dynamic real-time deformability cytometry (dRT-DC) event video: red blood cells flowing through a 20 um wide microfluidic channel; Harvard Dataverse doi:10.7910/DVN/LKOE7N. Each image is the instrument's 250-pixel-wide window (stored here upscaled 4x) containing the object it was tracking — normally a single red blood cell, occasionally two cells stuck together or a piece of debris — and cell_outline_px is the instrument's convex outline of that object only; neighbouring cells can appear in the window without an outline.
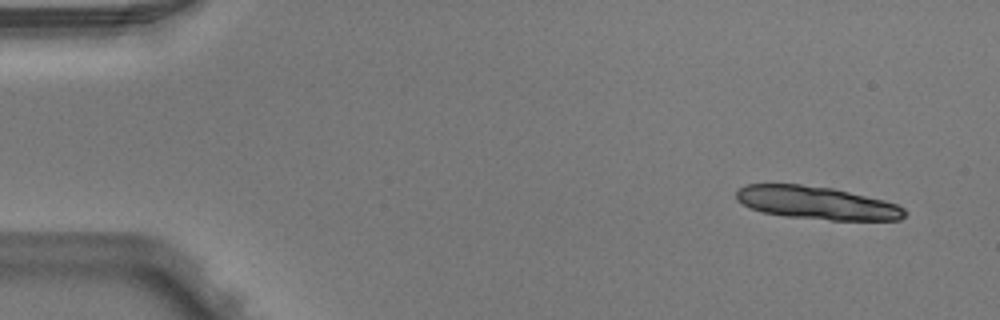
{"species": "Egyptian fruit bat (a non-hibernating species)", "species_latin": "Rousettus aegyptiacus", "temperature_condition": "warm", "stored_images_in_passage": 5, "camera_frame_rate_fps": 3000, "um_per_image_px": 0.085, "animal": {"sex": "male"}, "frame": {"image": 1, "passage_image": 1, "time_ms": 0.0, "image_size_px": [1000, 320], "cell_outline_px": [[908, 212], [900, 220], [832, 220], [788, 216], [764, 212], [752, 208], [736, 200], [736, 192], [744, 184], [800, 184], [832, 188], [884, 200], [896, 204], [904, 208]], "centroid_in_image_um": [69.44, 17.24], "position_along_channel_um": 15.6, "area_um2": 32.08}}
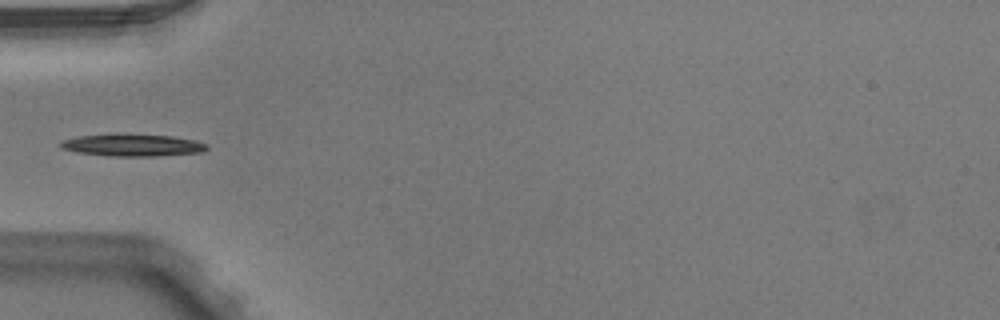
{"frame": {"image": 2, "passage_image": 4, "time_ms": 1.0, "image_size_px": [1000, 320], "cell_outline_px": [[208, 148], [204, 152], [156, 156], [108, 156], [76, 152], [60, 148], [60, 140], [80, 136], [172, 136], [196, 140], [208, 144]], "centroid_in_image_um": [11.31, 12.38], "position_along_channel_um": 73.7, "area_um2": 18.21}}
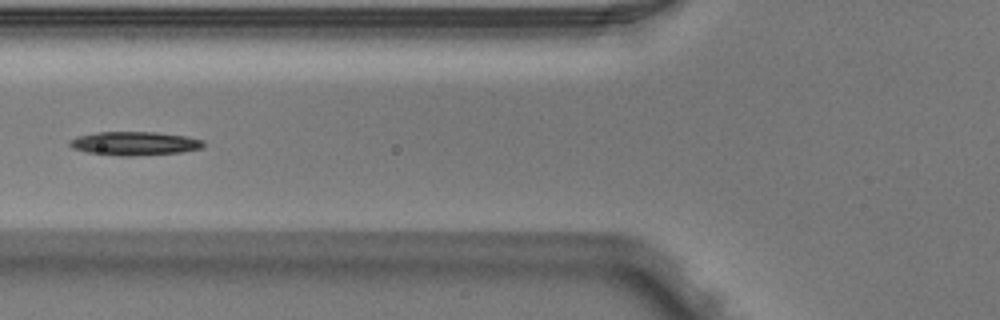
{"frame": {"image": 3, "passage_image": 5, "time_ms": 1.333, "image_size_px": [1000, 320], "cell_outline_px": [[204, 144], [200, 148], [180, 152], [128, 156], [120, 156], [88, 152], [72, 148], [68, 144], [68, 140], [76, 136], [96, 132], [156, 132], [188, 136], [204, 140]], "centroid_in_image_um": [11.4, 12.18], "position_along_channel_um": 114.4, "area_um2": 18.44}}